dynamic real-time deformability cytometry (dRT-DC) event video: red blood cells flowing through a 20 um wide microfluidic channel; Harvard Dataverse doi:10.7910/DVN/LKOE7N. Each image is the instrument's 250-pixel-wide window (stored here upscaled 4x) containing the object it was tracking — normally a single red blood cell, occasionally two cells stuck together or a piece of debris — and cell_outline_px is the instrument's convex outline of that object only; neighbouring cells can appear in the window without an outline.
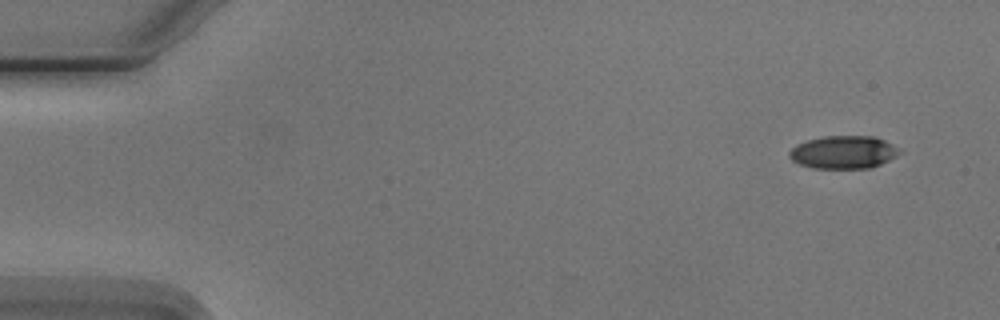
{"species": "Egyptian fruit bat (a non-hibernating species)", "species_latin": "Rousettus aegyptiacus", "temperature_condition": "cold", "stored_images_in_passage": 3, "camera_frame_rate_fps": 3000, "um_per_image_px": 0.085, "animal": {"sex": "male"}, "frame": {"image": 1, "passage_image": 1, "time_ms": 0.0, "image_size_px": [1000, 320], "cell_outline_px": [[904, 152], [872, 168], [812, 168], [800, 164], [792, 160], [788, 156], [788, 152], [796, 144], [808, 140], [824, 136], [872, 136], [884, 140], [900, 148]], "centroid_in_image_um": [71.71, 12.94], "position_along_channel_um": 13.3, "area_um2": 21.21}}